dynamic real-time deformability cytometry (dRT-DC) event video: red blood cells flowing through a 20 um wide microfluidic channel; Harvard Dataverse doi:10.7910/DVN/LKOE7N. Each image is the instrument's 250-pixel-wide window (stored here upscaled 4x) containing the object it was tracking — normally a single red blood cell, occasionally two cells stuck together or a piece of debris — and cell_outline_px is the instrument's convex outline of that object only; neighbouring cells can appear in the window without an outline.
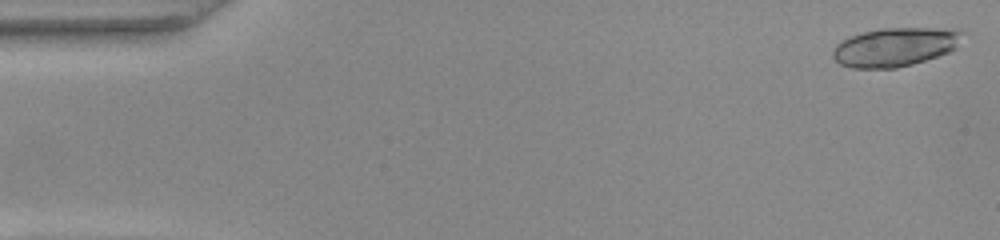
{"species": "common noctule bat (a hibernating species)", "species_latin": "Nyctalus noctula", "temperature_condition": "warm", "stored_images_in_passage": 12, "camera_frame_rate_fps": 3000, "um_per_image_px": 0.085, "animal": {"sex": "female", "body_mass_g": 22.0, "forearm_length_mm": 56.7}, "frame": {"image": 1, "passage_image": 1, "time_ms": 0.0, "image_size_px": [1000, 240], "cell_outline_px": [[964, 32], [956, 48], [948, 52], [912, 64], [896, 68], [852, 68], [840, 64], [832, 56], [832, 48], [840, 40], [864, 32], [880, 28], [960, 28]], "centroid_in_image_um": [76.08, 3.98], "position_along_channel_um": 8.9, "area_um2": 29.42}}